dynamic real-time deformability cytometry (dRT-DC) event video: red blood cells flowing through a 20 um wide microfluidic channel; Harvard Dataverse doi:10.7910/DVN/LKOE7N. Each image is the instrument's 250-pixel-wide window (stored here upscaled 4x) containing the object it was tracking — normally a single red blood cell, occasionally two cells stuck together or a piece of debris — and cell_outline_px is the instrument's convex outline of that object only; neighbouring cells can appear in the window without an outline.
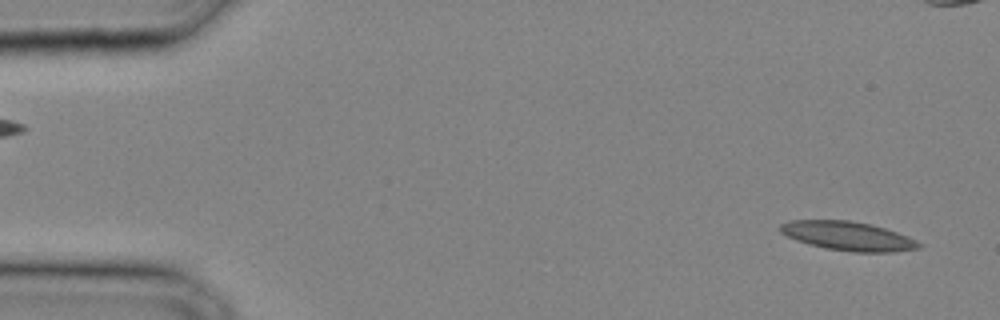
{"species": "common noctule bat (a hibernating species)", "species_latin": "Nyctalus noctula", "temperature_condition": "cold", "stored_images_in_passage": 29, "camera_frame_rate_fps": 3000, "um_per_image_px": 0.085, "animal": {"sex": "male", "body_mass_g": 20.4}, "frame": {"image": 1, "passage_image": 1, "time_ms": 0.0, "image_size_px": [1000, 320], "cell_outline_px": [[924, 244], [920, 248], [892, 252], [852, 252], [824, 248], [808, 244], [796, 240], [780, 232], [780, 224], [788, 220], [848, 220], [872, 224], [908, 236]], "centroid_in_image_um": [72.08, 20.06], "position_along_channel_um": 12.9, "area_um2": 23.52}}
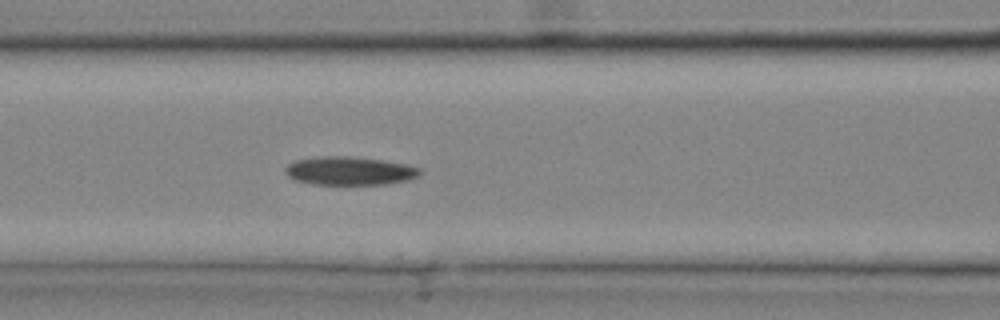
{"frame": {"image": 2, "passage_image": 13, "time_ms": 4.0, "image_size_px": [1000, 320], "cell_outline_px": [[420, 172], [416, 176], [408, 180], [384, 184], [312, 184], [296, 180], [288, 176], [284, 172], [284, 168], [288, 164], [296, 160], [320, 156], [352, 156], [408, 164], [420, 168]], "centroid_in_image_um": [29.68, 14.51], "position_along_channel_um": 136.9, "area_um2": 22.2}}